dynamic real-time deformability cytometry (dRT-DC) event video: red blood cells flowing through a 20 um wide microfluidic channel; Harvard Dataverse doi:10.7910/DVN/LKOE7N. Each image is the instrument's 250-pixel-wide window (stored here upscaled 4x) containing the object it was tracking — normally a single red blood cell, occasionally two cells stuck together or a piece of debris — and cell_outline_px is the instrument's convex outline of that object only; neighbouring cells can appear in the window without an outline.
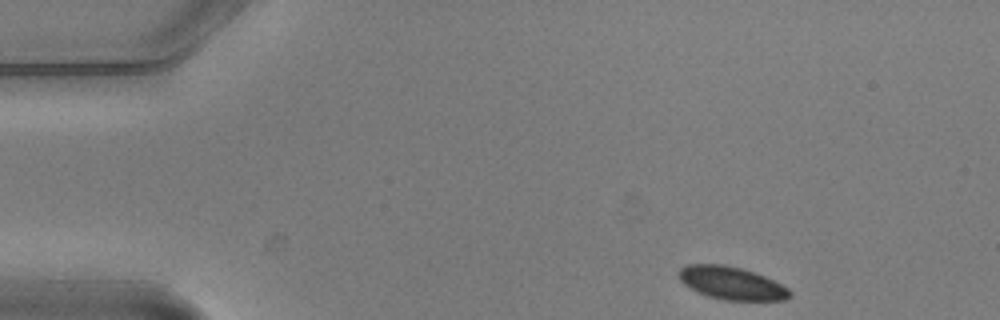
{"species": "common noctule bat (a hibernating species)", "species_latin": "Nyctalus noctula", "temperature_condition": "warm", "stored_images_in_passage": 5, "camera_frame_rate_fps": 3000, "um_per_image_px": 0.085, "animal": {"sex": "male", "body_mass_g": 20.5, "forearm_length_mm": 52.5}, "frame": {"image": 1, "passage_image": 1, "time_ms": 0.0, "image_size_px": [1000, 320], "cell_outline_px": [[792, 296], [784, 300], [724, 300], [708, 296], [696, 292], [684, 284], [676, 276], [676, 272], [680, 268], [688, 264], [724, 264], [740, 268], [764, 276], [788, 288], [792, 292]], "centroid_in_image_um": [62.13, 24.06], "position_along_channel_um": 22.9, "area_um2": 21.33}}
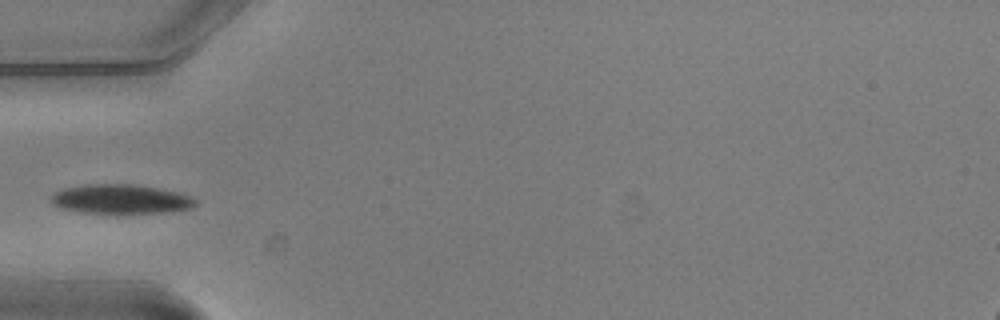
{"frame": {"image": 2, "passage_image": 4, "time_ms": 1.0, "image_size_px": [1000, 320], "cell_outline_px": [[196, 204], [188, 208], [164, 212], [80, 212], [64, 208], [52, 204], [48, 200], [56, 192], [64, 188], [84, 184], [132, 184], [156, 188], [176, 192], [188, 196], [196, 200]], "centroid_in_image_um": [10.19, 16.9], "position_along_channel_um": 74.8, "area_um2": 23.99}}